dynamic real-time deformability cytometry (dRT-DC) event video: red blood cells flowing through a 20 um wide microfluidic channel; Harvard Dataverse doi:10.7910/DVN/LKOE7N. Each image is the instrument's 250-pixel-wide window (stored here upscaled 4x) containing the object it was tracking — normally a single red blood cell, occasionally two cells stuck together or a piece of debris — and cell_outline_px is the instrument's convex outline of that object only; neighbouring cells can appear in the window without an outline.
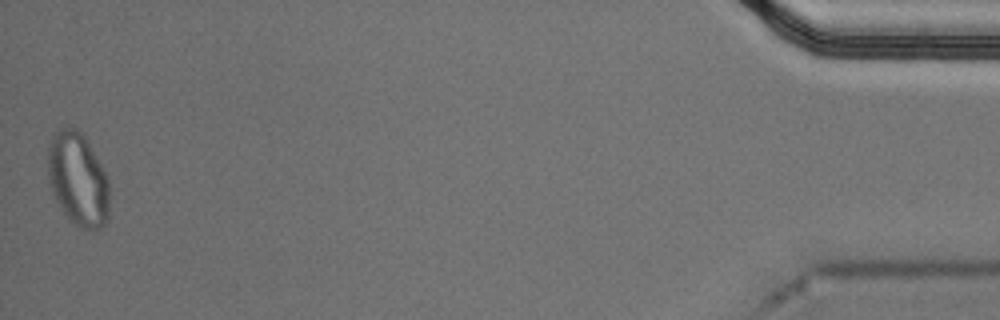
{"species": "Egyptian fruit bat (a non-hibernating species)", "species_latin": "Rousettus aegyptiacus", "temperature_condition": "cold", "stored_images_in_passage": 55, "segment_of_instrument_passage": [2, 2], "camera_frame_rate_fps": 3000, "um_per_image_px": 0.085, "animal": {"sex": "male"}, "frame": {"image": 1, "passage_image": 55, "time_ms": 18.0, "image_size_px": [1000, 320], "cell_outline_px": [[108, 220], [100, 228], [80, 228], [68, 220], [56, 200], [52, 192], [48, 180], [48, 144], [52, 136], [64, 124], [68, 124], [84, 132], [108, 176]], "centroid_in_image_um": [6.62, 15.16], "position_along_channel_um": 428.6, "area_um2": 34.16}}